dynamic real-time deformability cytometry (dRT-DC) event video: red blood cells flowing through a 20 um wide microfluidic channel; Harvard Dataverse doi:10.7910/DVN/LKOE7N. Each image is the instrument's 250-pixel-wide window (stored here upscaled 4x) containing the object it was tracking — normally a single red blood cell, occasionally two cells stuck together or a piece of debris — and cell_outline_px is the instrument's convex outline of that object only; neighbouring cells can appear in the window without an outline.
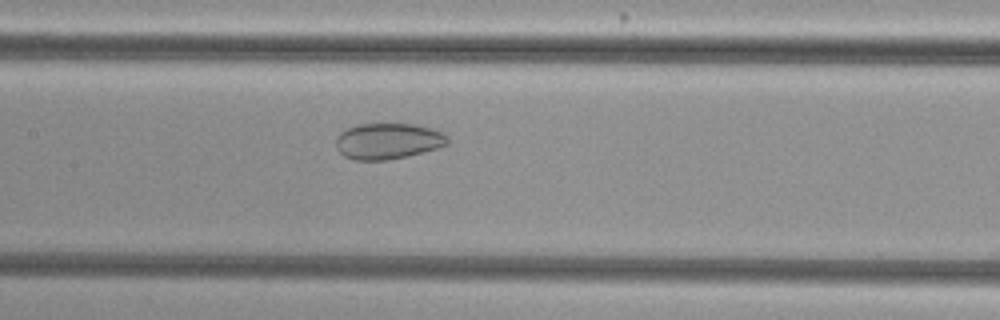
{"species": "common noctule bat (a hibernating species)", "species_latin": "Nyctalus noctula", "temperature_condition": "cold", "stored_images_in_passage": 40, "camera_frame_rate_fps": 3000, "um_per_image_px": 0.085, "animal": {"sex": "female", "body_mass_g": 29.2, "forearm_length_mm": 56.3}, "frame": {"image": 1, "passage_image": 11, "time_ms": 3.333, "image_size_px": [1000, 320], "cell_outline_px": [[448, 144], [436, 148], [408, 156], [388, 160], [356, 160], [344, 156], [336, 148], [336, 136], [340, 132], [356, 124], [416, 124], [432, 128], [444, 132], [448, 136]], "centroid_in_image_um": [32.98, 11.99], "position_along_channel_um": 174.4, "area_um2": 23.58}}
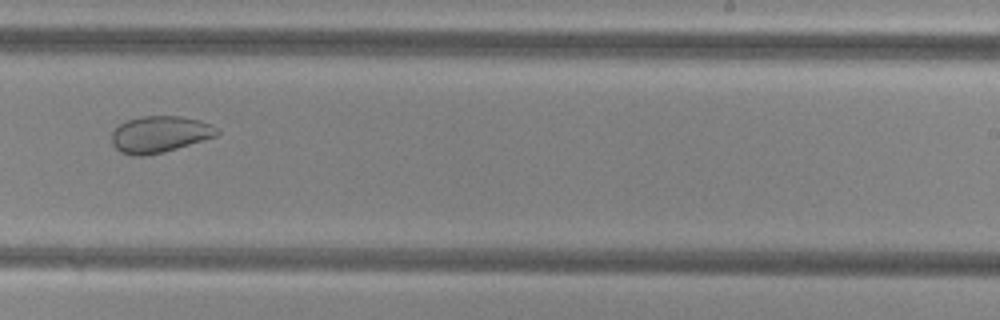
{"frame": {"image": 2, "passage_image": 19, "time_ms": 6.0, "image_size_px": [1000, 320], "cell_outline_px": [[220, 132], [216, 136], [164, 152], [144, 156], [136, 156], [120, 152], [112, 144], [112, 132], [124, 120], [140, 116], [180, 116], [200, 120], [212, 124], [220, 128]], "centroid_in_image_um": [13.59, 11.4], "position_along_channel_um": 275.4, "area_um2": 22.6}}
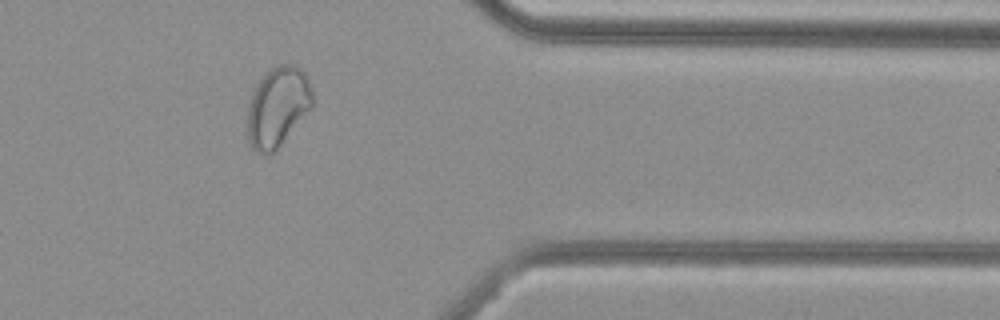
{"frame": {"image": 3, "passage_image": 29, "time_ms": 9.333, "image_size_px": [1000, 320], "cell_outline_px": [[312, 108], [276, 152], [256, 152], [248, 144], [248, 104], [256, 84], [272, 68], [280, 64], [292, 64], [300, 68], [308, 76], [312, 88]], "centroid_in_image_um": [23.63, 9.1], "position_along_channel_um": 387.8, "area_um2": 30.4}}